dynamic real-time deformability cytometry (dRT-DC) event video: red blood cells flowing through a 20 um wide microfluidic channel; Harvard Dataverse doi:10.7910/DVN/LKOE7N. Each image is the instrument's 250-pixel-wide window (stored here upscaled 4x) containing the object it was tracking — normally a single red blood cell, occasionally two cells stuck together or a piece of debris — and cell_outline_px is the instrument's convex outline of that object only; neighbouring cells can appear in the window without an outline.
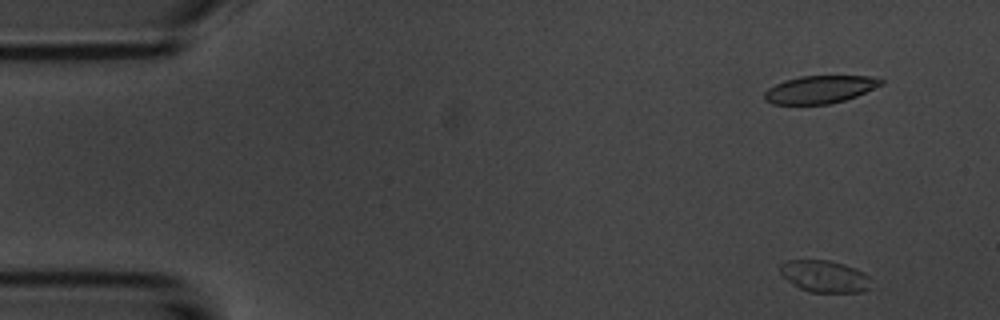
{"species": "common noctule bat (a hibernating species)", "species_latin": "Nyctalus noctula", "temperature_condition": "room temperature", "stored_images_in_passage": 18, "camera_frame_rate_fps": 3000, "um_per_image_px": 0.085, "animal": {"sex": "male", "body_mass_g": 20.1, "forearm_length_mm": 53.5}, "frame": {"image": 1, "passage_image": 5, "time_ms": 1.333, "image_size_px": [1000, 320], "cell_outline_px": [[872, 288], [860, 292], [808, 292], [792, 284], [780, 272], [780, 264], [784, 260], [828, 260], [844, 264], [856, 268], [868, 276]], "centroid_in_image_um": [70.09, 23.49], "position_along_channel_um": 14.9, "area_um2": 16.94}}